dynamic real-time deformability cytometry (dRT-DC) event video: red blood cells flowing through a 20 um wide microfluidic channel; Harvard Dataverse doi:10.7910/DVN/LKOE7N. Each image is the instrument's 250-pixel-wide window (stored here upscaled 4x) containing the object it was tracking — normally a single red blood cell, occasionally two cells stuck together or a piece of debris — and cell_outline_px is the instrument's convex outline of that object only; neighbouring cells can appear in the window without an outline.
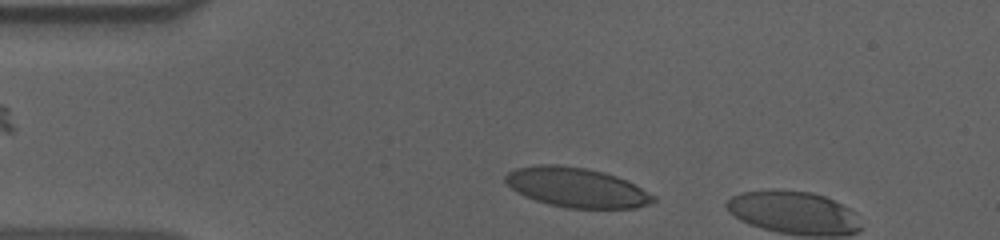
{"species": "human", "species_latin": "Homo sapiens", "temperature_condition": "cold", "stored_images_in_passage": 6, "camera_frame_rate_fps": 3000, "um_per_image_px": 0.085, "donor": {"sex": "male"}, "frame": {"image": 1, "passage_image": 3, "time_ms": 0.667, "image_size_px": [1000, 240], "cell_outline_px": [[656, 200], [648, 204], [636, 208], [564, 208], [548, 204], [524, 196], [512, 188], [504, 180], [504, 176], [508, 172], [516, 168], [540, 164], [560, 164], [584, 168], [604, 172], [628, 180], [656, 196]], "centroid_in_image_um": [49.02, 15.93], "position_along_channel_um": 36.0, "area_um2": 34.28}}